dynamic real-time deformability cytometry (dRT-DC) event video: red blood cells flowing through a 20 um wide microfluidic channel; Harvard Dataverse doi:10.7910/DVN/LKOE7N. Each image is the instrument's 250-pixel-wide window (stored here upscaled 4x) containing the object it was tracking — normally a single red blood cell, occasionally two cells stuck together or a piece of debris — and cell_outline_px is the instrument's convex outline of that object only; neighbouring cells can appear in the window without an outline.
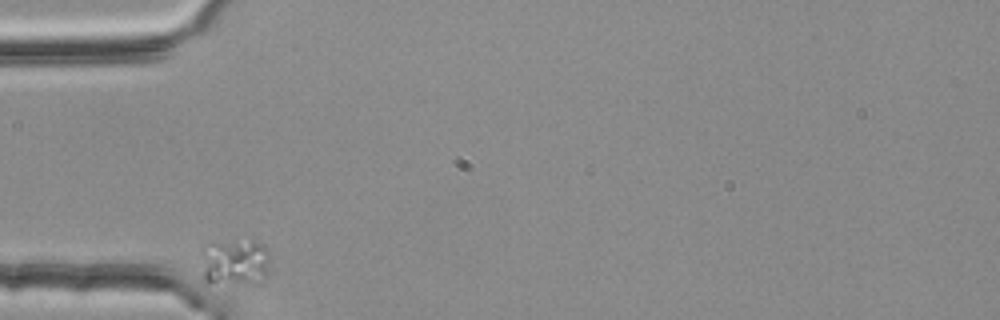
{"species": "common noctule bat (a hibernating species)", "species_latin": "Nyctalus noctula", "temperature_condition": "room temperature", "stored_images_in_passage": 34, "camera_frame_rate_fps": 3000, "um_per_image_px": 0.085, "animal": {"sex": "female", "body_mass_g": 25.1}, "frame": {"image": 1, "passage_image": 1, "time_ms": 0.0, "image_size_px": [1000, 320], "cell_outline_px": [[268, 272], [248, 280], [204, 284], [200, 280], [200, 248], [212, 240], [252, 240], [268, 248]], "centroid_in_image_um": [19.75, 22.18], "position_along_channel_um": 65.2, "area_um2": 18.96}}
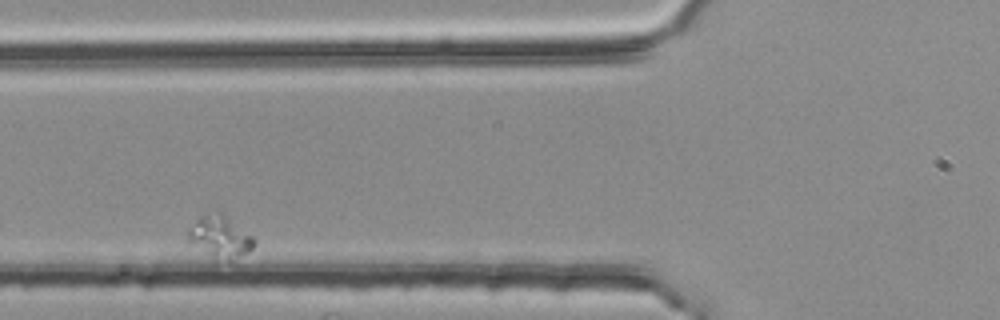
{"frame": {"image": 2, "passage_image": 6, "time_ms": 1.667, "image_size_px": [1000, 320], "cell_outline_px": [[256, 244], [248, 252], [228, 260], [212, 256], [188, 244], [188, 228], [200, 216], [220, 212], [252, 236], [256, 240]], "centroid_in_image_um": [18.67, 20.13], "position_along_channel_um": 107.1, "area_um2": 15.66}}